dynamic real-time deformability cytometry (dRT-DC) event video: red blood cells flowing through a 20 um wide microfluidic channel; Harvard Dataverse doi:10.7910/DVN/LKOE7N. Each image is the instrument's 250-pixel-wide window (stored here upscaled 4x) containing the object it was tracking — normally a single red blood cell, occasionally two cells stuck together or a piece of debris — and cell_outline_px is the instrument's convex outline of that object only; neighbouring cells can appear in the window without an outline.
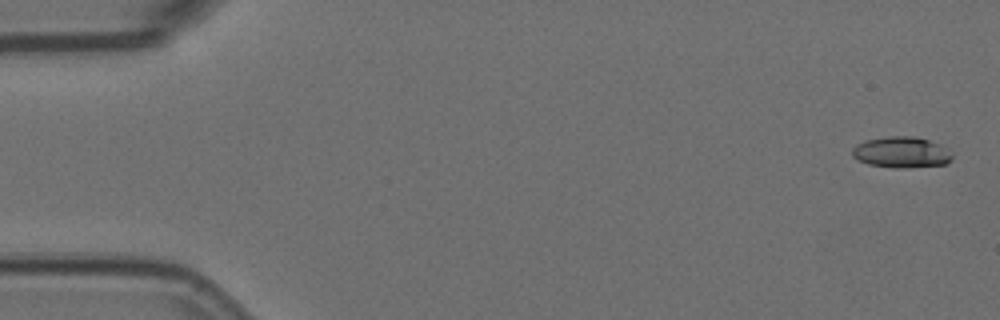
{"species": "Egyptian fruit bat (a non-hibernating species)", "species_latin": "Rousettus aegyptiacus", "temperature_condition": "room temperature", "stored_images_in_passage": 6, "camera_frame_rate_fps": 3000, "um_per_image_px": 0.085, "animal": {"sex": "female"}, "frame": {"image": 1, "passage_image": 1, "time_ms": 0.0, "image_size_px": [1000, 320], "cell_outline_px": [[952, 160], [944, 164], [900, 168], [896, 168], [868, 164], [852, 156], [852, 148], [856, 144], [868, 140], [888, 136], [912, 136], [928, 140], [940, 144], [952, 156]], "centroid_in_image_um": [76.59, 12.94], "position_along_channel_um": 8.4, "area_um2": 17.74}}
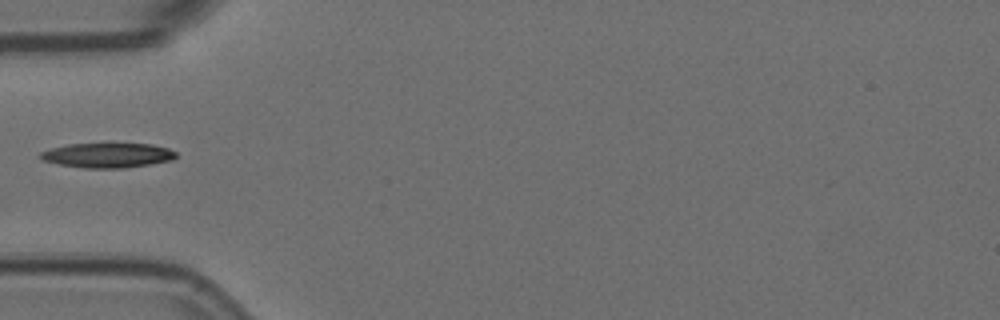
{"frame": {"image": 2, "passage_image": 5, "time_ms": 1.333, "image_size_px": [1000, 320], "cell_outline_px": [[176, 156], [172, 160], [124, 168], [84, 168], [60, 164], [44, 160], [36, 156], [40, 152], [52, 148], [68, 144], [152, 144], [168, 148], [176, 152]], "centroid_in_image_um": [9.13, 13.2], "position_along_channel_um": 75.9, "area_um2": 19.36}}
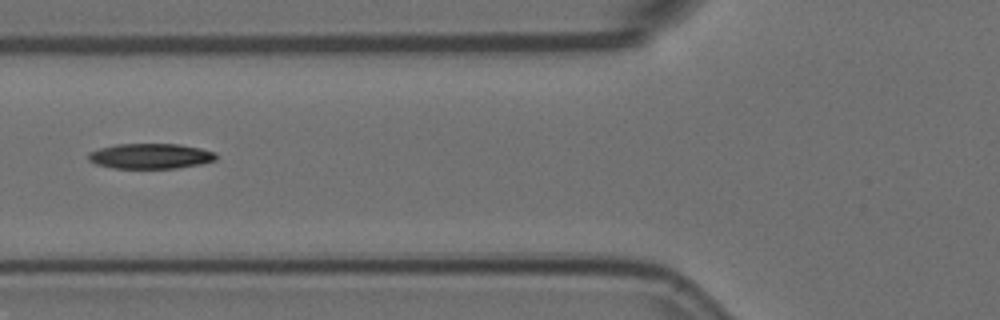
{"frame": {"image": 3, "passage_image": 6, "time_ms": 1.667, "image_size_px": [1000, 320], "cell_outline_px": [[216, 160], [200, 164], [176, 168], [112, 168], [96, 164], [88, 160], [88, 152], [100, 148], [116, 144], [180, 144], [200, 148], [216, 152]], "centroid_in_image_um": [12.78, 13.26], "position_along_channel_um": 113.0, "area_um2": 18.84}}